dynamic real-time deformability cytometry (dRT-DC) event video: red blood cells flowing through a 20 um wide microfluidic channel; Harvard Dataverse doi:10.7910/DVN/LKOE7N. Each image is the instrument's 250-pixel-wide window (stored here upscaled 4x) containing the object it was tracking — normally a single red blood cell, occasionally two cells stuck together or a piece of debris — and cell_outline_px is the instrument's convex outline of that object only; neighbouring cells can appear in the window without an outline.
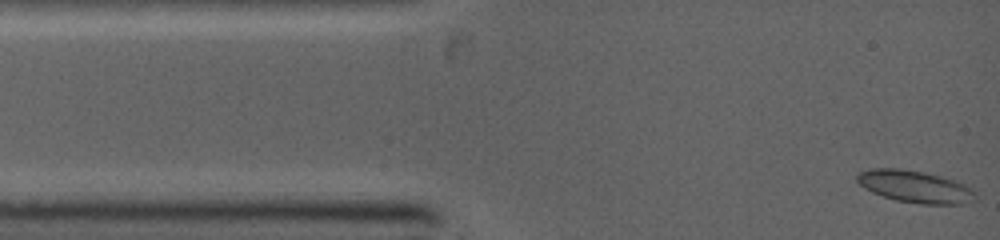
{"species": "common noctule bat (a hibernating species)", "species_latin": "Nyctalus noctula", "temperature_condition": "warm", "stored_images_in_passage": 34, "camera_frame_rate_fps": 5000, "um_per_image_px": 0.085, "animal": {"sex": "female", "body_mass_g": 19.0, "forearm_length_mm": 53.3}, "frame": {"image": 1, "passage_image": 1, "time_ms": 0.0, "image_size_px": [1000, 240], "cell_outline_px": [[976, 200], [960, 204], [920, 204], [896, 200], [872, 192], [864, 188], [856, 180], [856, 176], [860, 172], [868, 168], [900, 168], [924, 172], [956, 180], [964, 184], [972, 192]], "centroid_in_image_um": [77.73, 15.85], "position_along_channel_um": 7.3, "area_um2": 22.02}}
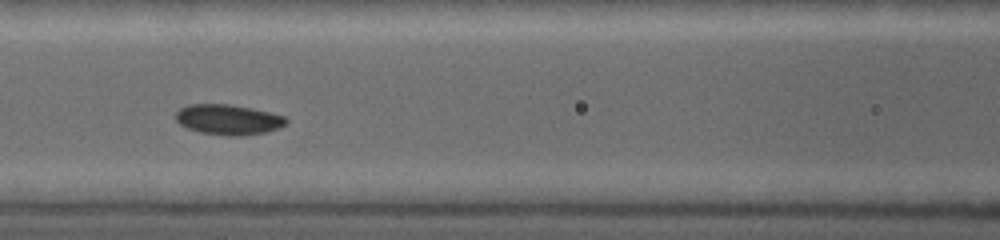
{"frame": {"image": 2, "passage_image": 19, "time_ms": 4.4, "image_size_px": [1000, 240], "cell_outline_px": [[288, 120], [284, 124], [276, 128], [264, 132], [244, 136], [232, 136], [200, 132], [188, 128], [180, 124], [176, 120], [176, 112], [180, 108], [188, 104], [228, 104], [268, 112], [284, 116]], "centroid_in_image_um": [19.36, 10.16], "position_along_channel_um": 147.2, "area_um2": 19.13}}
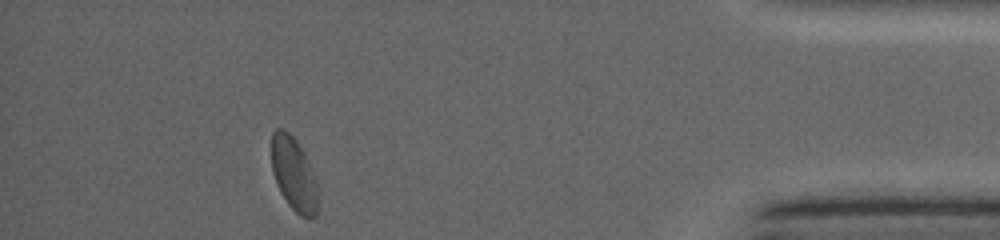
{"frame": {"image": 3, "passage_image": 34, "time_ms": 11.4, "image_size_px": [1000, 240], "cell_outline_px": [[316, 216], [312, 220], [300, 216], [288, 204], [280, 192], [272, 172], [272, 132], [276, 128], [284, 128], [296, 140], [308, 160], [312, 168], [316, 180]], "centroid_in_image_um": [24.96, 14.8], "position_along_channel_um": 410.2, "area_um2": 19.83}}